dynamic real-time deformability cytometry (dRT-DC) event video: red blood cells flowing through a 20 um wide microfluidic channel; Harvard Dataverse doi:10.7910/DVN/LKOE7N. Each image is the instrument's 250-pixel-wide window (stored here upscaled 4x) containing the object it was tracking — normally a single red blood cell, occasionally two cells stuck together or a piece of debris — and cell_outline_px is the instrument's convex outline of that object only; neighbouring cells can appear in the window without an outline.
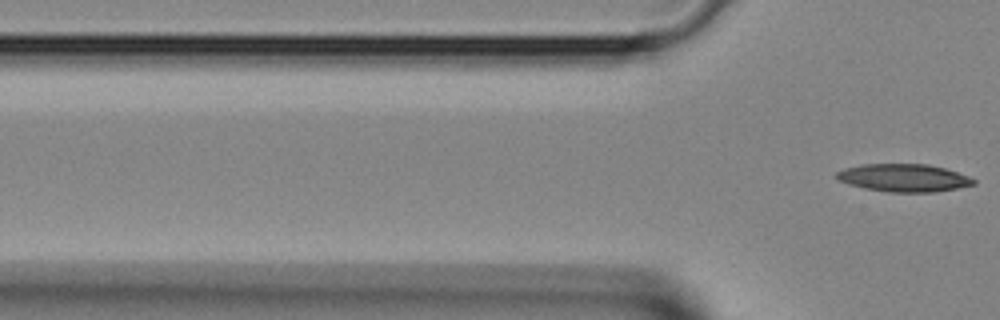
{"species": "Egyptian fruit bat (a non-hibernating species)", "species_latin": "Rousettus aegyptiacus", "temperature_condition": "room temperature", "stored_images_in_passage": 4, "segment_of_instrument_passage": [2, 2], "camera_frame_rate_fps": 3000, "um_per_image_px": 0.085, "animal": {"sex": "female"}, "frame": {"image": 1, "passage_image": 4, "time_ms": 1.0, "image_size_px": [1000, 320], "cell_outline_px": [[976, 184], [936, 192], [888, 192], [864, 188], [848, 184], [840, 180], [836, 176], [836, 172], [844, 168], [860, 164], [928, 164], [944, 168], [968, 176], [976, 180]], "centroid_in_image_um": [76.81, 15.11], "position_along_channel_um": 49.0, "area_um2": 22.14}}